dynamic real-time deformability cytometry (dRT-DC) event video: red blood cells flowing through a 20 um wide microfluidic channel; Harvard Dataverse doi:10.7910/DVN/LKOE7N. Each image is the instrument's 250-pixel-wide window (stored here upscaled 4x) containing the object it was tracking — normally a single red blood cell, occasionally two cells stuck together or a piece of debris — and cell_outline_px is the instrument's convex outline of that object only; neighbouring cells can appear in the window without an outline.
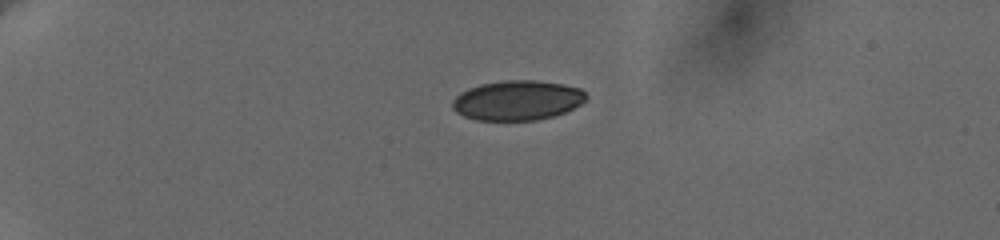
{"species": "human", "species_latin": "Homo sapiens", "temperature_condition": "cold", "stored_images_in_passage": 41, "camera_frame_rate_fps": 3000, "um_per_image_px": 0.085, "donor": {"sex": "female"}, "frame": {"image": 1, "passage_image": 1, "time_ms": 0.0, "image_size_px": [1000, 240], "cell_outline_px": [[588, 96], [580, 104], [564, 112], [552, 116], [536, 120], [476, 120], [464, 116], [456, 112], [452, 108], [452, 100], [460, 92], [468, 88], [480, 84], [504, 80], [536, 80], [564, 84], [580, 88]], "centroid_in_image_um": [43.95, 8.52], "position_along_channel_um": 41.1, "area_um2": 31.04}}
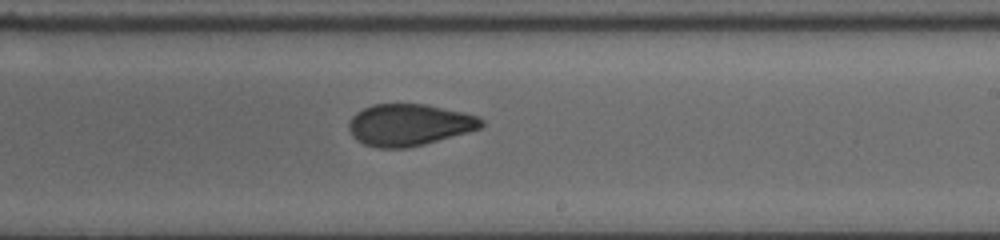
{"frame": {"image": 2, "passage_image": 22, "time_ms": 7.667, "image_size_px": [1000, 240], "cell_outline_px": [[484, 124], [480, 128], [468, 132], [424, 144], [408, 148], [376, 148], [364, 144], [356, 140], [352, 136], [348, 128], [348, 124], [352, 116], [356, 112], [372, 104], [424, 104], [464, 112], [480, 116], [484, 120]], "centroid_in_image_um": [34.77, 10.61], "position_along_channel_um": 254.2, "area_um2": 32.43}}
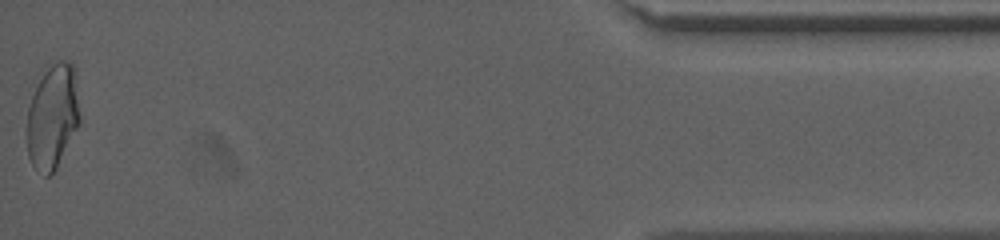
{"frame": {"image": 3, "passage_image": 41, "time_ms": 14.333, "image_size_px": [1000, 240], "cell_outline_px": [[80, 124], [56, 168], [48, 176], [44, 176], [32, 164], [28, 156], [24, 128], [28, 108], [32, 96], [44, 64], [60, 60], [68, 60], [72, 64], [80, 116]], "centroid_in_image_um": [4.42, 9.88], "position_along_channel_um": 430.8, "area_um2": 32.89}, "authors_computed_cell_mechanics": {"area_um2": 32.4258, "velocity_mm_per_s": 3.6626, "shape_relaxation_time_tau1_ms": null, "shape_relaxation_time_tau2_ms": 1.4814, "deformation_change_tau1": null, "deformation_change_tau2": 0.0647}}